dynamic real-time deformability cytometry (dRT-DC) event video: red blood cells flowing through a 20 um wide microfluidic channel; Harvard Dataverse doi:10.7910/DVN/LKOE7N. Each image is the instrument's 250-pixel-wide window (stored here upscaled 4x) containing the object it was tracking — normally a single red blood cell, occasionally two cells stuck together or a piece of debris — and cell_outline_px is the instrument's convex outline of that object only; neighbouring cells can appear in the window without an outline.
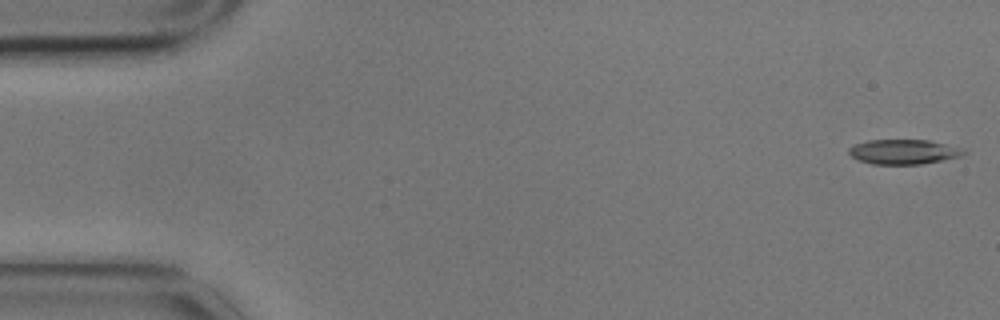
{"species": "common noctule bat (a hibernating species)", "species_latin": "Nyctalus noctula", "temperature_condition": "cold", "stored_images_in_passage": 5, "segment_of_instrument_passage": [1, 2], "camera_frame_rate_fps": 3000, "um_per_image_px": 0.085, "animal": {"sex": "male", "body_mass_g": 17.9}, "frame": {"image": 1, "passage_image": 1, "time_ms": 0.0, "image_size_px": [1000, 320], "cell_outline_px": [[968, 152], [960, 156], [920, 164], [872, 164], [856, 160], [848, 152], [848, 148], [856, 144], [868, 140], [928, 140], [944, 144]], "centroid_in_image_um": [76.72, 12.91], "position_along_channel_um": 8.3, "area_um2": 16.24}}